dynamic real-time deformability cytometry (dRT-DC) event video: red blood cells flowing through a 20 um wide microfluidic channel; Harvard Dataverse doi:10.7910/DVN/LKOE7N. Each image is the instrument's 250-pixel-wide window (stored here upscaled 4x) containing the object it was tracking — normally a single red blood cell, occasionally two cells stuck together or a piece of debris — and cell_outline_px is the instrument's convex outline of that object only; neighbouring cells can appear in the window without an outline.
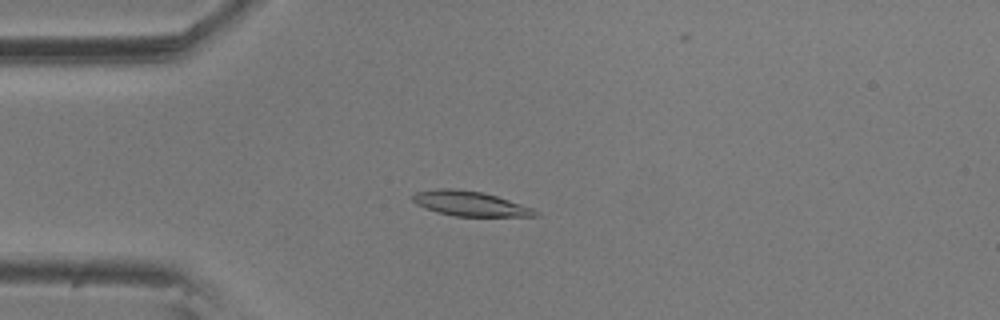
{"species": "common noctule bat (a hibernating species)", "species_latin": "Nyctalus noctula", "temperature_condition": "room temperature", "stored_images_in_passage": 19, "camera_frame_rate_fps": 3000, "um_per_image_px": 0.085, "animal": {"sex": "male", "body_mass_g": 20.5, "forearm_length_mm": 52.5}, "frame": {"image": 1, "passage_image": 13, "time_ms": 4.0, "image_size_px": [1000, 320], "cell_outline_px": [[540, 216], [456, 216], [436, 212], [424, 208], [416, 204], [412, 200], [412, 196], [416, 192], [440, 188], [452, 188], [480, 192], [496, 196], [532, 208], [540, 212]], "centroid_in_image_um": [39.93, 17.31], "position_along_channel_um": 45.1, "area_um2": 17.57}}
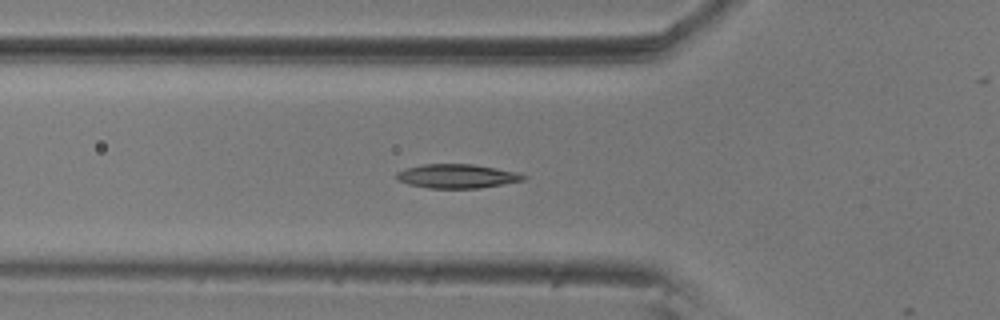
{"frame": {"image": 2, "passage_image": 18, "time_ms": 5.667, "image_size_px": [1000, 320], "cell_outline_px": [[528, 176], [524, 180], [480, 188], [428, 188], [408, 184], [396, 180], [392, 176], [396, 172], [404, 168], [424, 164], [472, 164], [516, 172]], "centroid_in_image_um": [38.76, 14.97], "position_along_channel_um": 87.0, "area_um2": 17.86}}